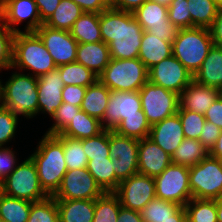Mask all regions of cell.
Listing matches in <instances>:
<instances>
[{
    "mask_svg": "<svg viewBox=\"0 0 222 222\" xmlns=\"http://www.w3.org/2000/svg\"><path fill=\"white\" fill-rule=\"evenodd\" d=\"M99 26L112 59L138 58L144 30L133 13L109 7L100 13Z\"/></svg>",
    "mask_w": 222,
    "mask_h": 222,
    "instance_id": "cell-1",
    "label": "cell"
},
{
    "mask_svg": "<svg viewBox=\"0 0 222 222\" xmlns=\"http://www.w3.org/2000/svg\"><path fill=\"white\" fill-rule=\"evenodd\" d=\"M30 157L36 165L43 190L49 196H53L68 170L64 159L63 144L54 135L44 134Z\"/></svg>",
    "mask_w": 222,
    "mask_h": 222,
    "instance_id": "cell-2",
    "label": "cell"
},
{
    "mask_svg": "<svg viewBox=\"0 0 222 222\" xmlns=\"http://www.w3.org/2000/svg\"><path fill=\"white\" fill-rule=\"evenodd\" d=\"M38 80L31 74L14 72L3 84L0 79V105L15 115L33 118L38 115Z\"/></svg>",
    "mask_w": 222,
    "mask_h": 222,
    "instance_id": "cell-3",
    "label": "cell"
},
{
    "mask_svg": "<svg viewBox=\"0 0 222 222\" xmlns=\"http://www.w3.org/2000/svg\"><path fill=\"white\" fill-rule=\"evenodd\" d=\"M11 68L32 71L31 75L38 78L55 70L57 66L35 32H18L13 39Z\"/></svg>",
    "mask_w": 222,
    "mask_h": 222,
    "instance_id": "cell-4",
    "label": "cell"
},
{
    "mask_svg": "<svg viewBox=\"0 0 222 222\" xmlns=\"http://www.w3.org/2000/svg\"><path fill=\"white\" fill-rule=\"evenodd\" d=\"M213 45L212 34L208 28L179 29L172 42V55L194 76Z\"/></svg>",
    "mask_w": 222,
    "mask_h": 222,
    "instance_id": "cell-5",
    "label": "cell"
},
{
    "mask_svg": "<svg viewBox=\"0 0 222 222\" xmlns=\"http://www.w3.org/2000/svg\"><path fill=\"white\" fill-rule=\"evenodd\" d=\"M98 80L109 90L139 91L148 81V69L139 58H111Z\"/></svg>",
    "mask_w": 222,
    "mask_h": 222,
    "instance_id": "cell-6",
    "label": "cell"
},
{
    "mask_svg": "<svg viewBox=\"0 0 222 222\" xmlns=\"http://www.w3.org/2000/svg\"><path fill=\"white\" fill-rule=\"evenodd\" d=\"M1 192L7 196L38 202L49 195L43 190L36 165L29 156L2 181Z\"/></svg>",
    "mask_w": 222,
    "mask_h": 222,
    "instance_id": "cell-7",
    "label": "cell"
},
{
    "mask_svg": "<svg viewBox=\"0 0 222 222\" xmlns=\"http://www.w3.org/2000/svg\"><path fill=\"white\" fill-rule=\"evenodd\" d=\"M192 198L216 200L222 197V160L208 155L189 167Z\"/></svg>",
    "mask_w": 222,
    "mask_h": 222,
    "instance_id": "cell-8",
    "label": "cell"
},
{
    "mask_svg": "<svg viewBox=\"0 0 222 222\" xmlns=\"http://www.w3.org/2000/svg\"><path fill=\"white\" fill-rule=\"evenodd\" d=\"M139 94L142 110L150 126L178 111L179 95L176 92L147 81Z\"/></svg>",
    "mask_w": 222,
    "mask_h": 222,
    "instance_id": "cell-9",
    "label": "cell"
},
{
    "mask_svg": "<svg viewBox=\"0 0 222 222\" xmlns=\"http://www.w3.org/2000/svg\"><path fill=\"white\" fill-rule=\"evenodd\" d=\"M154 181L157 198L182 206L192 199L187 166L171 163Z\"/></svg>",
    "mask_w": 222,
    "mask_h": 222,
    "instance_id": "cell-10",
    "label": "cell"
},
{
    "mask_svg": "<svg viewBox=\"0 0 222 222\" xmlns=\"http://www.w3.org/2000/svg\"><path fill=\"white\" fill-rule=\"evenodd\" d=\"M139 140L118 135L109 129V153L116 178L121 182L138 173Z\"/></svg>",
    "mask_w": 222,
    "mask_h": 222,
    "instance_id": "cell-11",
    "label": "cell"
},
{
    "mask_svg": "<svg viewBox=\"0 0 222 222\" xmlns=\"http://www.w3.org/2000/svg\"><path fill=\"white\" fill-rule=\"evenodd\" d=\"M133 14L149 34L171 43L176 38L179 29L169 21L168 7L147 0Z\"/></svg>",
    "mask_w": 222,
    "mask_h": 222,
    "instance_id": "cell-12",
    "label": "cell"
},
{
    "mask_svg": "<svg viewBox=\"0 0 222 222\" xmlns=\"http://www.w3.org/2000/svg\"><path fill=\"white\" fill-rule=\"evenodd\" d=\"M113 193L122 207L140 212L156 197L155 181L153 177L137 173L121 181Z\"/></svg>",
    "mask_w": 222,
    "mask_h": 222,
    "instance_id": "cell-13",
    "label": "cell"
},
{
    "mask_svg": "<svg viewBox=\"0 0 222 222\" xmlns=\"http://www.w3.org/2000/svg\"><path fill=\"white\" fill-rule=\"evenodd\" d=\"M105 192L96 183L86 167L67 170L61 185L53 195L55 199H84L95 200Z\"/></svg>",
    "mask_w": 222,
    "mask_h": 222,
    "instance_id": "cell-14",
    "label": "cell"
},
{
    "mask_svg": "<svg viewBox=\"0 0 222 222\" xmlns=\"http://www.w3.org/2000/svg\"><path fill=\"white\" fill-rule=\"evenodd\" d=\"M148 81L179 95L193 81V76L171 55L148 69Z\"/></svg>",
    "mask_w": 222,
    "mask_h": 222,
    "instance_id": "cell-15",
    "label": "cell"
},
{
    "mask_svg": "<svg viewBox=\"0 0 222 222\" xmlns=\"http://www.w3.org/2000/svg\"><path fill=\"white\" fill-rule=\"evenodd\" d=\"M132 116H145L139 91L110 90V98L102 118L103 128L113 130L123 119Z\"/></svg>",
    "mask_w": 222,
    "mask_h": 222,
    "instance_id": "cell-16",
    "label": "cell"
},
{
    "mask_svg": "<svg viewBox=\"0 0 222 222\" xmlns=\"http://www.w3.org/2000/svg\"><path fill=\"white\" fill-rule=\"evenodd\" d=\"M35 33L43 41L57 67L75 62L79 43L70 31L53 29L42 24Z\"/></svg>",
    "mask_w": 222,
    "mask_h": 222,
    "instance_id": "cell-17",
    "label": "cell"
},
{
    "mask_svg": "<svg viewBox=\"0 0 222 222\" xmlns=\"http://www.w3.org/2000/svg\"><path fill=\"white\" fill-rule=\"evenodd\" d=\"M0 17L14 33L35 32L43 24L35 0H6L0 6ZM26 19L30 20L21 31L17 25Z\"/></svg>",
    "mask_w": 222,
    "mask_h": 222,
    "instance_id": "cell-18",
    "label": "cell"
},
{
    "mask_svg": "<svg viewBox=\"0 0 222 222\" xmlns=\"http://www.w3.org/2000/svg\"><path fill=\"white\" fill-rule=\"evenodd\" d=\"M38 80V114L46 113L52 118L63 103L62 89L64 88L60 71L55 70L42 75Z\"/></svg>",
    "mask_w": 222,
    "mask_h": 222,
    "instance_id": "cell-19",
    "label": "cell"
},
{
    "mask_svg": "<svg viewBox=\"0 0 222 222\" xmlns=\"http://www.w3.org/2000/svg\"><path fill=\"white\" fill-rule=\"evenodd\" d=\"M171 163V155L149 137L139 140L138 173L155 178Z\"/></svg>",
    "mask_w": 222,
    "mask_h": 222,
    "instance_id": "cell-20",
    "label": "cell"
},
{
    "mask_svg": "<svg viewBox=\"0 0 222 222\" xmlns=\"http://www.w3.org/2000/svg\"><path fill=\"white\" fill-rule=\"evenodd\" d=\"M149 138L172 156L185 138L179 115L173 114L152 125Z\"/></svg>",
    "mask_w": 222,
    "mask_h": 222,
    "instance_id": "cell-21",
    "label": "cell"
},
{
    "mask_svg": "<svg viewBox=\"0 0 222 222\" xmlns=\"http://www.w3.org/2000/svg\"><path fill=\"white\" fill-rule=\"evenodd\" d=\"M222 92L194 80L179 94V108L204 115Z\"/></svg>",
    "mask_w": 222,
    "mask_h": 222,
    "instance_id": "cell-22",
    "label": "cell"
},
{
    "mask_svg": "<svg viewBox=\"0 0 222 222\" xmlns=\"http://www.w3.org/2000/svg\"><path fill=\"white\" fill-rule=\"evenodd\" d=\"M111 60L108 45L103 41L95 43H79L75 62L90 69L98 77Z\"/></svg>",
    "mask_w": 222,
    "mask_h": 222,
    "instance_id": "cell-23",
    "label": "cell"
},
{
    "mask_svg": "<svg viewBox=\"0 0 222 222\" xmlns=\"http://www.w3.org/2000/svg\"><path fill=\"white\" fill-rule=\"evenodd\" d=\"M144 222L187 221L184 206L155 197L140 211Z\"/></svg>",
    "mask_w": 222,
    "mask_h": 222,
    "instance_id": "cell-24",
    "label": "cell"
},
{
    "mask_svg": "<svg viewBox=\"0 0 222 222\" xmlns=\"http://www.w3.org/2000/svg\"><path fill=\"white\" fill-rule=\"evenodd\" d=\"M193 80L222 92V47L213 45Z\"/></svg>",
    "mask_w": 222,
    "mask_h": 222,
    "instance_id": "cell-25",
    "label": "cell"
},
{
    "mask_svg": "<svg viewBox=\"0 0 222 222\" xmlns=\"http://www.w3.org/2000/svg\"><path fill=\"white\" fill-rule=\"evenodd\" d=\"M171 55V42L160 40L158 36L149 34L147 31L143 32L138 58L147 69Z\"/></svg>",
    "mask_w": 222,
    "mask_h": 222,
    "instance_id": "cell-26",
    "label": "cell"
},
{
    "mask_svg": "<svg viewBox=\"0 0 222 222\" xmlns=\"http://www.w3.org/2000/svg\"><path fill=\"white\" fill-rule=\"evenodd\" d=\"M59 222H92L95 200L56 199Z\"/></svg>",
    "mask_w": 222,
    "mask_h": 222,
    "instance_id": "cell-27",
    "label": "cell"
},
{
    "mask_svg": "<svg viewBox=\"0 0 222 222\" xmlns=\"http://www.w3.org/2000/svg\"><path fill=\"white\" fill-rule=\"evenodd\" d=\"M110 98V90L100 81L89 85L81 103V110L101 121Z\"/></svg>",
    "mask_w": 222,
    "mask_h": 222,
    "instance_id": "cell-28",
    "label": "cell"
},
{
    "mask_svg": "<svg viewBox=\"0 0 222 222\" xmlns=\"http://www.w3.org/2000/svg\"><path fill=\"white\" fill-rule=\"evenodd\" d=\"M103 130L101 121L80 110L70 124L58 135L81 140L97 136Z\"/></svg>",
    "mask_w": 222,
    "mask_h": 222,
    "instance_id": "cell-29",
    "label": "cell"
},
{
    "mask_svg": "<svg viewBox=\"0 0 222 222\" xmlns=\"http://www.w3.org/2000/svg\"><path fill=\"white\" fill-rule=\"evenodd\" d=\"M99 13L84 12L73 24L70 33L78 43H95L102 41Z\"/></svg>",
    "mask_w": 222,
    "mask_h": 222,
    "instance_id": "cell-30",
    "label": "cell"
},
{
    "mask_svg": "<svg viewBox=\"0 0 222 222\" xmlns=\"http://www.w3.org/2000/svg\"><path fill=\"white\" fill-rule=\"evenodd\" d=\"M87 170L104 192H114L120 181L114 172V162L111 158L89 159Z\"/></svg>",
    "mask_w": 222,
    "mask_h": 222,
    "instance_id": "cell-31",
    "label": "cell"
},
{
    "mask_svg": "<svg viewBox=\"0 0 222 222\" xmlns=\"http://www.w3.org/2000/svg\"><path fill=\"white\" fill-rule=\"evenodd\" d=\"M209 155L199 140L184 138L179 147L171 156V161L176 165L192 167Z\"/></svg>",
    "mask_w": 222,
    "mask_h": 222,
    "instance_id": "cell-32",
    "label": "cell"
},
{
    "mask_svg": "<svg viewBox=\"0 0 222 222\" xmlns=\"http://www.w3.org/2000/svg\"><path fill=\"white\" fill-rule=\"evenodd\" d=\"M84 11L72 0H61L57 9L44 25L59 30L70 31L74 22Z\"/></svg>",
    "mask_w": 222,
    "mask_h": 222,
    "instance_id": "cell-33",
    "label": "cell"
},
{
    "mask_svg": "<svg viewBox=\"0 0 222 222\" xmlns=\"http://www.w3.org/2000/svg\"><path fill=\"white\" fill-rule=\"evenodd\" d=\"M32 202L0 193V220L27 222Z\"/></svg>",
    "mask_w": 222,
    "mask_h": 222,
    "instance_id": "cell-34",
    "label": "cell"
},
{
    "mask_svg": "<svg viewBox=\"0 0 222 222\" xmlns=\"http://www.w3.org/2000/svg\"><path fill=\"white\" fill-rule=\"evenodd\" d=\"M192 27L210 29L217 17L218 7L212 0H187Z\"/></svg>",
    "mask_w": 222,
    "mask_h": 222,
    "instance_id": "cell-35",
    "label": "cell"
},
{
    "mask_svg": "<svg viewBox=\"0 0 222 222\" xmlns=\"http://www.w3.org/2000/svg\"><path fill=\"white\" fill-rule=\"evenodd\" d=\"M57 69L61 73L64 86L78 85L88 87L98 80L97 75H95L90 69L77 62L60 65L57 67Z\"/></svg>",
    "mask_w": 222,
    "mask_h": 222,
    "instance_id": "cell-36",
    "label": "cell"
},
{
    "mask_svg": "<svg viewBox=\"0 0 222 222\" xmlns=\"http://www.w3.org/2000/svg\"><path fill=\"white\" fill-rule=\"evenodd\" d=\"M184 209L187 222H218L216 200L192 198Z\"/></svg>",
    "mask_w": 222,
    "mask_h": 222,
    "instance_id": "cell-37",
    "label": "cell"
},
{
    "mask_svg": "<svg viewBox=\"0 0 222 222\" xmlns=\"http://www.w3.org/2000/svg\"><path fill=\"white\" fill-rule=\"evenodd\" d=\"M63 144L64 159L68 170L87 167L88 158L80 139L54 135Z\"/></svg>",
    "mask_w": 222,
    "mask_h": 222,
    "instance_id": "cell-38",
    "label": "cell"
},
{
    "mask_svg": "<svg viewBox=\"0 0 222 222\" xmlns=\"http://www.w3.org/2000/svg\"><path fill=\"white\" fill-rule=\"evenodd\" d=\"M120 207L119 198L113 192H105L95 199L92 222H117Z\"/></svg>",
    "mask_w": 222,
    "mask_h": 222,
    "instance_id": "cell-39",
    "label": "cell"
},
{
    "mask_svg": "<svg viewBox=\"0 0 222 222\" xmlns=\"http://www.w3.org/2000/svg\"><path fill=\"white\" fill-rule=\"evenodd\" d=\"M151 126L146 116H132L123 119L113 131L124 137H131L138 140L149 137Z\"/></svg>",
    "mask_w": 222,
    "mask_h": 222,
    "instance_id": "cell-40",
    "label": "cell"
},
{
    "mask_svg": "<svg viewBox=\"0 0 222 222\" xmlns=\"http://www.w3.org/2000/svg\"><path fill=\"white\" fill-rule=\"evenodd\" d=\"M27 222H59L56 199L49 196L44 200L32 202Z\"/></svg>",
    "mask_w": 222,
    "mask_h": 222,
    "instance_id": "cell-41",
    "label": "cell"
},
{
    "mask_svg": "<svg viewBox=\"0 0 222 222\" xmlns=\"http://www.w3.org/2000/svg\"><path fill=\"white\" fill-rule=\"evenodd\" d=\"M81 142L88 160L110 158L109 129H104L97 136L81 139Z\"/></svg>",
    "mask_w": 222,
    "mask_h": 222,
    "instance_id": "cell-42",
    "label": "cell"
},
{
    "mask_svg": "<svg viewBox=\"0 0 222 222\" xmlns=\"http://www.w3.org/2000/svg\"><path fill=\"white\" fill-rule=\"evenodd\" d=\"M177 114L181 119L184 137L198 140L206 121L205 116L183 108H178Z\"/></svg>",
    "mask_w": 222,
    "mask_h": 222,
    "instance_id": "cell-43",
    "label": "cell"
},
{
    "mask_svg": "<svg viewBox=\"0 0 222 222\" xmlns=\"http://www.w3.org/2000/svg\"><path fill=\"white\" fill-rule=\"evenodd\" d=\"M81 110L79 106L63 102L61 106L56 110L55 115L52 117L54 120L53 125L48 128L46 135H58L60 134Z\"/></svg>",
    "mask_w": 222,
    "mask_h": 222,
    "instance_id": "cell-44",
    "label": "cell"
},
{
    "mask_svg": "<svg viewBox=\"0 0 222 222\" xmlns=\"http://www.w3.org/2000/svg\"><path fill=\"white\" fill-rule=\"evenodd\" d=\"M14 35L0 17V71L11 69Z\"/></svg>",
    "mask_w": 222,
    "mask_h": 222,
    "instance_id": "cell-45",
    "label": "cell"
},
{
    "mask_svg": "<svg viewBox=\"0 0 222 222\" xmlns=\"http://www.w3.org/2000/svg\"><path fill=\"white\" fill-rule=\"evenodd\" d=\"M168 18L178 29L192 28L187 0H172L168 7Z\"/></svg>",
    "mask_w": 222,
    "mask_h": 222,
    "instance_id": "cell-46",
    "label": "cell"
},
{
    "mask_svg": "<svg viewBox=\"0 0 222 222\" xmlns=\"http://www.w3.org/2000/svg\"><path fill=\"white\" fill-rule=\"evenodd\" d=\"M18 121V115L0 105V147L15 137Z\"/></svg>",
    "mask_w": 222,
    "mask_h": 222,
    "instance_id": "cell-47",
    "label": "cell"
},
{
    "mask_svg": "<svg viewBox=\"0 0 222 222\" xmlns=\"http://www.w3.org/2000/svg\"><path fill=\"white\" fill-rule=\"evenodd\" d=\"M14 152L10 147H0V185L17 166Z\"/></svg>",
    "mask_w": 222,
    "mask_h": 222,
    "instance_id": "cell-48",
    "label": "cell"
},
{
    "mask_svg": "<svg viewBox=\"0 0 222 222\" xmlns=\"http://www.w3.org/2000/svg\"><path fill=\"white\" fill-rule=\"evenodd\" d=\"M221 129L212 122L205 121L199 141L207 149L211 150L220 135Z\"/></svg>",
    "mask_w": 222,
    "mask_h": 222,
    "instance_id": "cell-49",
    "label": "cell"
},
{
    "mask_svg": "<svg viewBox=\"0 0 222 222\" xmlns=\"http://www.w3.org/2000/svg\"><path fill=\"white\" fill-rule=\"evenodd\" d=\"M87 87L66 85L62 89V100L76 106H81Z\"/></svg>",
    "mask_w": 222,
    "mask_h": 222,
    "instance_id": "cell-50",
    "label": "cell"
},
{
    "mask_svg": "<svg viewBox=\"0 0 222 222\" xmlns=\"http://www.w3.org/2000/svg\"><path fill=\"white\" fill-rule=\"evenodd\" d=\"M205 119L212 122L222 130V93L215 99L213 104L204 114Z\"/></svg>",
    "mask_w": 222,
    "mask_h": 222,
    "instance_id": "cell-51",
    "label": "cell"
},
{
    "mask_svg": "<svg viewBox=\"0 0 222 222\" xmlns=\"http://www.w3.org/2000/svg\"><path fill=\"white\" fill-rule=\"evenodd\" d=\"M84 12L101 13L110 7L108 0H72Z\"/></svg>",
    "mask_w": 222,
    "mask_h": 222,
    "instance_id": "cell-52",
    "label": "cell"
},
{
    "mask_svg": "<svg viewBox=\"0 0 222 222\" xmlns=\"http://www.w3.org/2000/svg\"><path fill=\"white\" fill-rule=\"evenodd\" d=\"M61 0H35L41 22L44 24L55 12Z\"/></svg>",
    "mask_w": 222,
    "mask_h": 222,
    "instance_id": "cell-53",
    "label": "cell"
},
{
    "mask_svg": "<svg viewBox=\"0 0 222 222\" xmlns=\"http://www.w3.org/2000/svg\"><path fill=\"white\" fill-rule=\"evenodd\" d=\"M147 0H111L109 5L111 8L134 13Z\"/></svg>",
    "mask_w": 222,
    "mask_h": 222,
    "instance_id": "cell-54",
    "label": "cell"
},
{
    "mask_svg": "<svg viewBox=\"0 0 222 222\" xmlns=\"http://www.w3.org/2000/svg\"><path fill=\"white\" fill-rule=\"evenodd\" d=\"M214 45L222 47V9H219L217 17L210 28Z\"/></svg>",
    "mask_w": 222,
    "mask_h": 222,
    "instance_id": "cell-55",
    "label": "cell"
},
{
    "mask_svg": "<svg viewBox=\"0 0 222 222\" xmlns=\"http://www.w3.org/2000/svg\"><path fill=\"white\" fill-rule=\"evenodd\" d=\"M117 222H144L138 211L120 207Z\"/></svg>",
    "mask_w": 222,
    "mask_h": 222,
    "instance_id": "cell-56",
    "label": "cell"
},
{
    "mask_svg": "<svg viewBox=\"0 0 222 222\" xmlns=\"http://www.w3.org/2000/svg\"><path fill=\"white\" fill-rule=\"evenodd\" d=\"M209 155L222 160V130L214 146L209 151Z\"/></svg>",
    "mask_w": 222,
    "mask_h": 222,
    "instance_id": "cell-57",
    "label": "cell"
},
{
    "mask_svg": "<svg viewBox=\"0 0 222 222\" xmlns=\"http://www.w3.org/2000/svg\"><path fill=\"white\" fill-rule=\"evenodd\" d=\"M217 221L222 222V197L216 199Z\"/></svg>",
    "mask_w": 222,
    "mask_h": 222,
    "instance_id": "cell-58",
    "label": "cell"
},
{
    "mask_svg": "<svg viewBox=\"0 0 222 222\" xmlns=\"http://www.w3.org/2000/svg\"><path fill=\"white\" fill-rule=\"evenodd\" d=\"M150 1L158 3V4L166 6V7H169V5L172 2V0H150Z\"/></svg>",
    "mask_w": 222,
    "mask_h": 222,
    "instance_id": "cell-59",
    "label": "cell"
},
{
    "mask_svg": "<svg viewBox=\"0 0 222 222\" xmlns=\"http://www.w3.org/2000/svg\"><path fill=\"white\" fill-rule=\"evenodd\" d=\"M218 9H222V0H212Z\"/></svg>",
    "mask_w": 222,
    "mask_h": 222,
    "instance_id": "cell-60",
    "label": "cell"
},
{
    "mask_svg": "<svg viewBox=\"0 0 222 222\" xmlns=\"http://www.w3.org/2000/svg\"><path fill=\"white\" fill-rule=\"evenodd\" d=\"M6 0H0V6L5 2Z\"/></svg>",
    "mask_w": 222,
    "mask_h": 222,
    "instance_id": "cell-61",
    "label": "cell"
},
{
    "mask_svg": "<svg viewBox=\"0 0 222 222\" xmlns=\"http://www.w3.org/2000/svg\"><path fill=\"white\" fill-rule=\"evenodd\" d=\"M167 222H187V221H167Z\"/></svg>",
    "mask_w": 222,
    "mask_h": 222,
    "instance_id": "cell-62",
    "label": "cell"
}]
</instances>
